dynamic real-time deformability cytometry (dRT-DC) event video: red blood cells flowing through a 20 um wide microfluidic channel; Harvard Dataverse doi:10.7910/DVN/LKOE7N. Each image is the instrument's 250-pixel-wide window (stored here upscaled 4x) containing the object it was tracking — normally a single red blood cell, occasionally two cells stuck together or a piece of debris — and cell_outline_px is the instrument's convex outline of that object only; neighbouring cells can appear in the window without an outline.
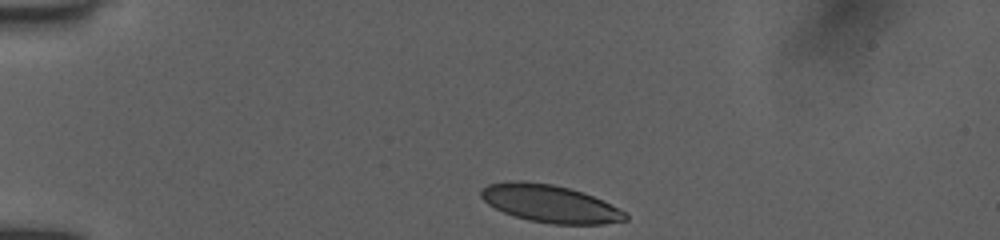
{"species": "human", "species_latin": "Homo sapiens", "temperature_condition": "room temperature", "stored_images_in_passage": 10, "camera_frame_rate_fps": 3000, "um_per_image_px": 0.085, "donor": {"sex": "female"}, "frame": {"image": 1, "passage_image": 1, "time_ms": 0.0, "image_size_px": [1000, 240], "cell_outline_px": [[628, 220], [604, 224], [552, 224], [528, 220], [504, 212], [488, 204], [480, 196], [480, 188], [488, 184], [512, 180], [524, 180], [552, 184], [568, 188], [592, 196], [624, 212], [628, 216]], "centroid_in_image_um": [46.69, 17.3], "position_along_channel_um": 38.3, "area_um2": 31.33}}
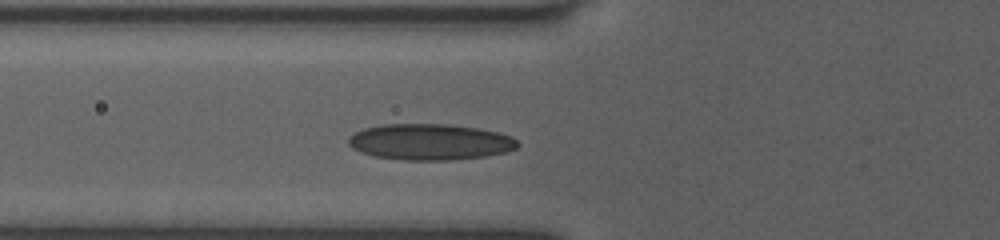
{"frame": {"image": 2, "passage_image": 10, "time_ms": 2.667, "image_size_px": [1000, 240], "cell_outline_px": [[520, 144], [516, 148], [508, 152], [484, 156], [452, 160], [404, 160], [372, 156], [360, 152], [352, 148], [348, 144], [348, 136], [364, 128], [384, 124], [448, 124], [480, 128], [500, 132], [512, 136]], "centroid_in_image_um": [36.56, 12.06], "position_along_channel_um": 89.2, "area_um2": 35.95}}